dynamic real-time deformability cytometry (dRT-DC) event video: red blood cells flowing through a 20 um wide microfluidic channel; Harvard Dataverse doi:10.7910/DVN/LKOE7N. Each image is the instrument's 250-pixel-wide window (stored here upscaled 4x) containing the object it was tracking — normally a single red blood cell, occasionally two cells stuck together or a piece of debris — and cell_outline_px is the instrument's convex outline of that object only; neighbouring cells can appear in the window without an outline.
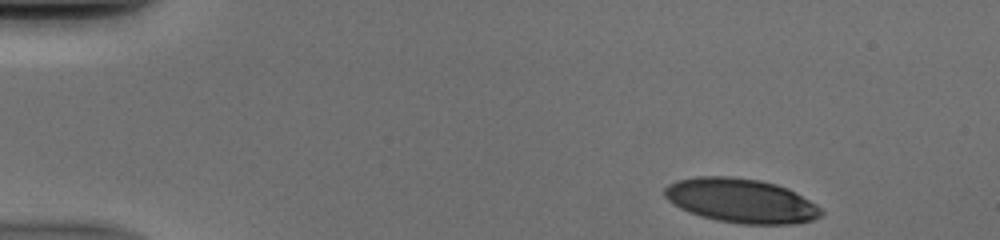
{"species": "human", "species_latin": "Homo sapiens", "temperature_condition": "cold", "stored_images_in_passage": 39, "camera_frame_rate_fps": 3000, "um_per_image_px": 0.085, "donor": {"sex": "male"}, "frame": {"image": 1, "passage_image": 1, "time_ms": 0.0, "image_size_px": [1000, 240], "cell_outline_px": [[824, 212], [820, 216], [812, 220], [796, 224], [740, 224], [716, 220], [700, 216], [688, 212], [680, 208], [668, 200], [664, 196], [664, 188], [668, 184], [676, 180], [696, 176], [732, 176], [760, 180], [776, 184], [788, 188], [796, 192], [816, 204]], "centroid_in_image_um": [62.98, 17.05], "position_along_channel_um": 22.0, "area_um2": 40.69}}
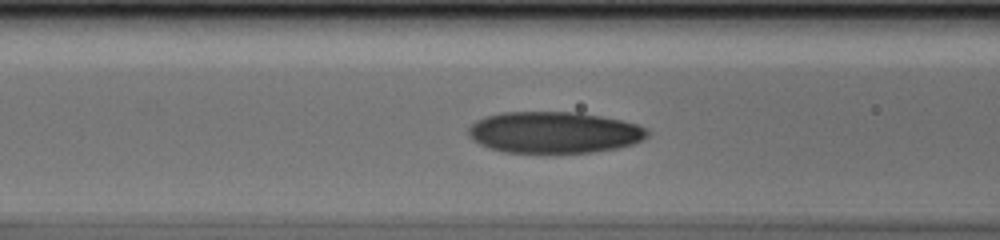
{"frame": {"image": 2, "passage_image": 16, "time_ms": 5.0, "image_size_px": [1000, 240], "cell_outline_px": [[648, 136], [632, 144], [616, 148], [592, 152], [504, 152], [488, 148], [472, 140], [468, 136], [468, 128], [476, 120], [488, 116], [504, 112], [576, 112], [600, 116], [620, 120], [636, 124], [644, 128], [648, 132]], "centroid_in_image_um": [47.05, 11.25], "position_along_channel_um": 119.5, "area_um2": 42.89}}
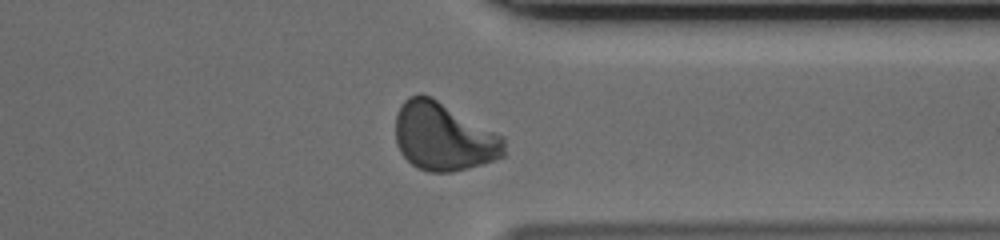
{"frame": {"image": 3, "passage_image": 35, "time_ms": 11.333, "image_size_px": [1000, 240], "cell_outline_px": [[504, 156], [496, 160], [468, 168], [452, 172], [428, 172], [416, 168], [400, 152], [396, 144], [396, 116], [400, 104], [408, 96], [432, 96], [504, 136]], "centroid_in_image_um": [37.71, 11.63], "position_along_channel_um": 373.7, "area_um2": 43.35}}